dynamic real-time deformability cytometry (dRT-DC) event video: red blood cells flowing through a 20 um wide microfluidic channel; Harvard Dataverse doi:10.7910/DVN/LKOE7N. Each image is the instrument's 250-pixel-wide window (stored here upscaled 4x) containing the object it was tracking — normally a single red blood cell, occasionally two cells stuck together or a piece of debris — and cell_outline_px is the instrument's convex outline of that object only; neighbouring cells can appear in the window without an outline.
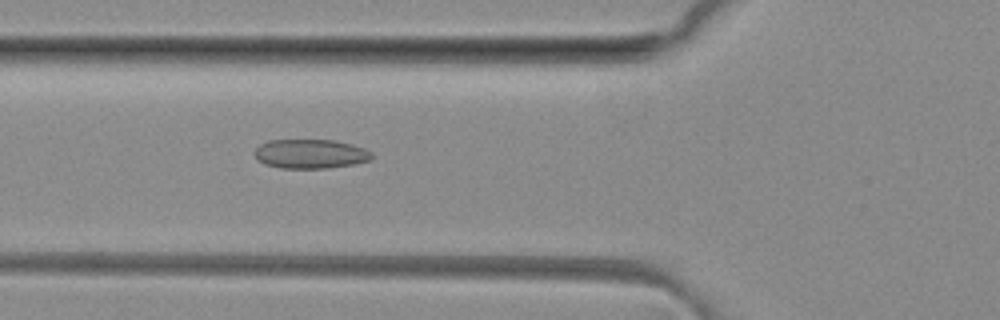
{"species": "common noctule bat (a hibernating species)", "species_latin": "Nyctalus noctula", "temperature_condition": "room temperature", "stored_images_in_passage": 47, "camera_frame_rate_fps": 3000, "um_per_image_px": 0.085, "animal": {"sex": "female", "body_mass_g": 29.2, "forearm_length_mm": 56.3}, "frame": {"image": 1, "passage_image": 15, "time_ms": 4.667, "image_size_px": [1000, 320], "cell_outline_px": [[372, 160], [352, 164], [328, 168], [280, 168], [264, 164], [252, 152], [260, 144], [268, 140], [336, 140], [352, 144], [364, 148], [372, 152]], "centroid_in_image_um": [26.39, 13.07], "position_along_channel_um": 99.4, "area_um2": 20.06}}
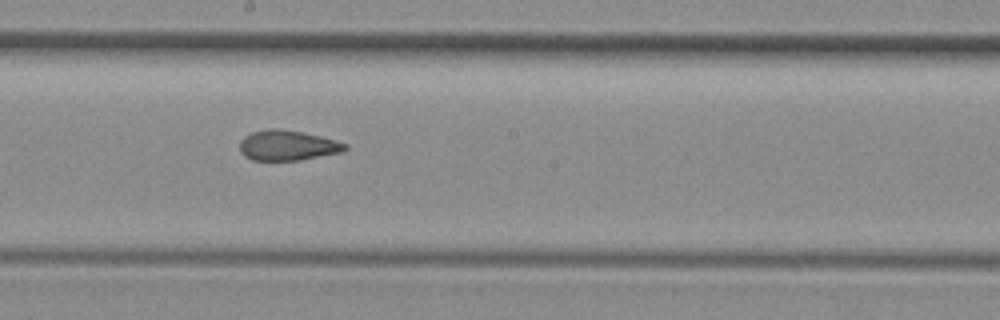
{"frame": {"image": 2, "passage_image": 24, "time_ms": 7.667, "image_size_px": [1000, 320], "cell_outline_px": [[348, 148], [340, 152], [300, 160], [252, 160], [244, 156], [240, 152], [240, 140], [244, 136], [252, 132], [268, 128], [280, 128], [304, 132], [320, 136], [348, 144]], "centroid_in_image_um": [24.41, 12.35], "position_along_channel_um": 223.8, "area_um2": 18.61}}
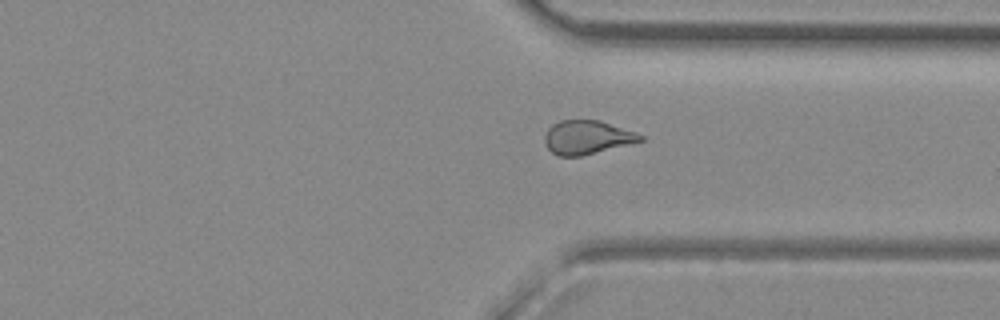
{"frame": {"image": 3, "passage_image": 34, "time_ms": 11.0, "image_size_px": [1000, 320], "cell_outline_px": [[644, 140], [580, 156], [556, 156], [544, 144], [544, 136], [548, 128], [552, 124], [560, 120], [600, 120], [636, 132], [644, 136]], "centroid_in_image_um": [49.87, 11.66], "position_along_channel_um": 361.5, "area_um2": 18.79}, "authors_computed_cell_mechanics": {"area_um2": 19.5364, "velocity_mm_per_s": 4.1365, "shape_relaxation_time_tau1_ms": null, "shape_relaxation_time_tau2_ms": 2.1559, "deformation_change_tau1": null, "deformation_change_tau2": 0.0958}}